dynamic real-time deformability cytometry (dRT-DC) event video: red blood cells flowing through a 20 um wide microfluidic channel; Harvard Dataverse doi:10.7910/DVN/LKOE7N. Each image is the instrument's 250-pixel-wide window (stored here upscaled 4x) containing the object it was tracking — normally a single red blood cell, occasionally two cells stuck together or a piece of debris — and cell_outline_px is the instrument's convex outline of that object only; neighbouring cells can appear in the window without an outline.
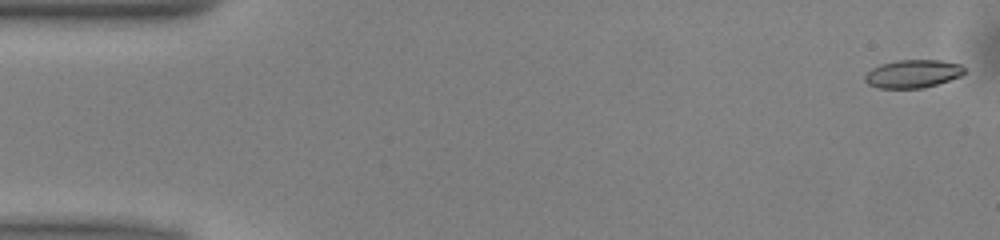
{"species": "common noctule bat (a hibernating species)", "species_latin": "Nyctalus noctula", "temperature_condition": "warm", "stored_images_in_passage": 51, "camera_frame_rate_fps": 3000, "um_per_image_px": 0.085, "animal": {"sex": "male", "body_mass_g": 13.0, "forearm_length_mm": 53.1}, "frame": {"image": 1, "passage_image": 1, "time_ms": 0.0, "image_size_px": [1000, 240], "cell_outline_px": [[964, 72], [960, 76], [924, 88], [880, 88], [868, 84], [864, 80], [864, 76], [872, 68], [880, 64], [896, 60], [940, 60], [960, 64], [964, 68]], "centroid_in_image_um": [77.56, 6.26], "position_along_channel_um": 7.4, "area_um2": 16.18}}
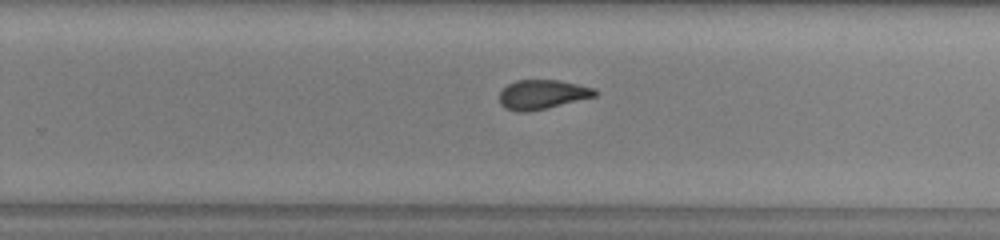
{"frame": {"image": 2, "passage_image": 32, "time_ms": 10.333, "image_size_px": [1000, 240], "cell_outline_px": [[596, 96], [528, 112], [516, 112], [504, 108], [500, 104], [500, 92], [508, 84], [516, 80], [560, 80], [596, 88]], "centroid_in_image_um": [46.07, 8.03], "position_along_channel_um": 283.7, "area_um2": 16.3}}
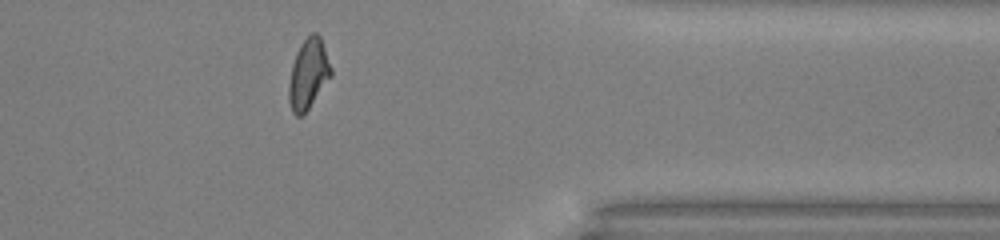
{"frame": {"image": 3, "passage_image": 41, "time_ms": 13.333, "image_size_px": [1000, 240], "cell_outline_px": [[332, 76], [308, 108], [300, 116], [296, 116], [292, 112], [288, 100], [288, 84], [292, 64], [296, 52], [300, 44], [312, 32], [316, 32], [320, 36], [332, 68]], "centroid_in_image_um": [26.2, 6.27], "position_along_channel_um": 385.2, "area_um2": 17.22}, "authors_computed_cell_mechanics": {"area_um2": 16.8198, "velocity_mm_per_s": 4.0092, "shape_relaxation_time_tau1_ms": 7.1591, "shape_relaxation_time_tau2_ms": 1.9544, "deformation_change_tau1": 0.1849, "deformation_change_tau2": 0.0957}}